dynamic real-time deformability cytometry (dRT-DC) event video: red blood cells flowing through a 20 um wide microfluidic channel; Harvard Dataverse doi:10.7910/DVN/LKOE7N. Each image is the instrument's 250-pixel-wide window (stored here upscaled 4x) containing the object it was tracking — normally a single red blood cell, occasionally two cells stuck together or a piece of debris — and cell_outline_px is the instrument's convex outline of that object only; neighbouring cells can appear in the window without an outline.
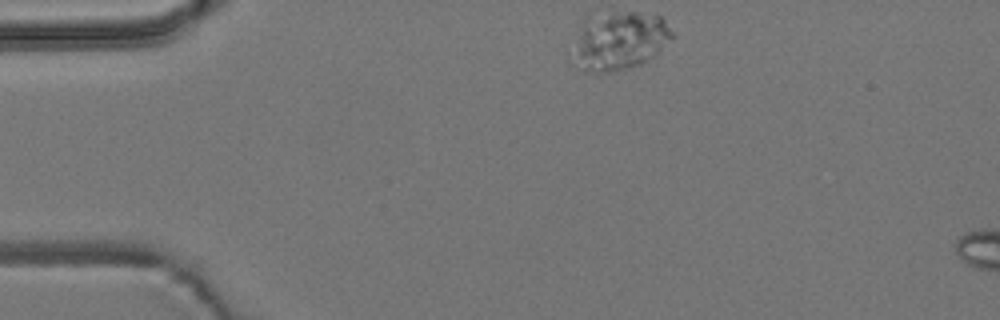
{"species": "common noctule bat (a hibernating species)", "species_latin": "Nyctalus noctula", "temperature_condition": "room temperature", "stored_images_in_passage": 2, "camera_frame_rate_fps": 3000, "um_per_image_px": 0.085, "animal": {"sex": "male", "body_mass_g": 19.2, "forearm_length_mm": 51.8}, "frame": {"image": 1, "passage_image": 1, "time_ms": 0.0, "image_size_px": [1000, 320], "cell_outline_px": [[676, 36], [648, 60], [640, 64], [628, 68], [608, 72], [584, 72], [568, 64], [568, 60], [580, 20], [588, 12], [636, 12], [660, 16], [664, 20]], "centroid_in_image_um": [52.49, 3.45], "position_along_channel_um": 32.5, "area_um2": 35.55}}